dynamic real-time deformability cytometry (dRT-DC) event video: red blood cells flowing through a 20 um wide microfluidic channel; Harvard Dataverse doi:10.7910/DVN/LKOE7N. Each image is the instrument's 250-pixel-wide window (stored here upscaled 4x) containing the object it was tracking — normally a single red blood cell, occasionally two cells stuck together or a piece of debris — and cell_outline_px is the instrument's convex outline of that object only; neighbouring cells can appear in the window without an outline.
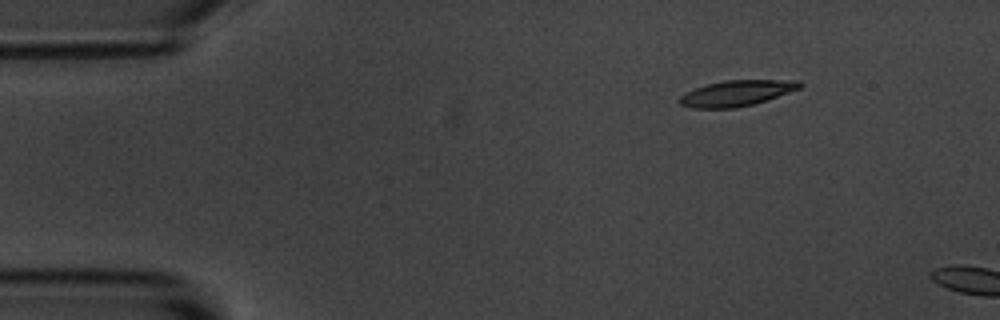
{"species": "common noctule bat (a hibernating species)", "species_latin": "Nyctalus noctula", "temperature_condition": "room temperature", "stored_images_in_passage": 2, "camera_frame_rate_fps": 3000, "um_per_image_px": 0.085, "animal": {"sex": "male", "body_mass_g": 20.1, "forearm_length_mm": 53.5}, "frame": {"image": 1, "passage_image": 1, "time_ms": 0.0, "image_size_px": [1000, 320], "cell_outline_px": [[804, 84], [800, 88], [752, 104], [736, 108], [692, 108], [680, 104], [680, 96], [696, 88], [708, 84], [724, 80], [800, 80]], "centroid_in_image_um": [62.63, 7.91], "position_along_channel_um": 22.4, "area_um2": 17.69}}